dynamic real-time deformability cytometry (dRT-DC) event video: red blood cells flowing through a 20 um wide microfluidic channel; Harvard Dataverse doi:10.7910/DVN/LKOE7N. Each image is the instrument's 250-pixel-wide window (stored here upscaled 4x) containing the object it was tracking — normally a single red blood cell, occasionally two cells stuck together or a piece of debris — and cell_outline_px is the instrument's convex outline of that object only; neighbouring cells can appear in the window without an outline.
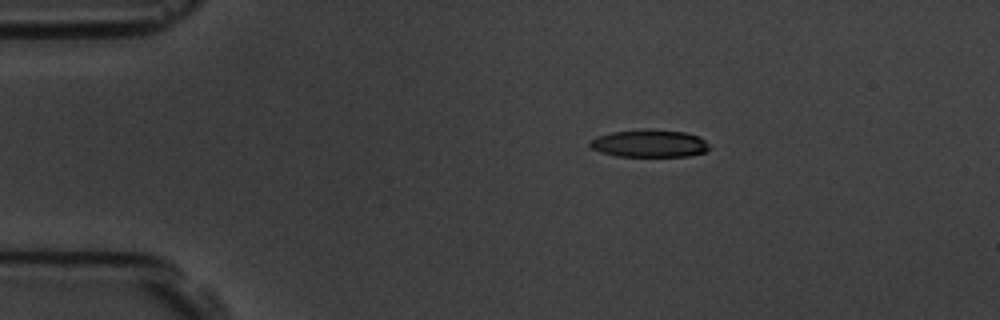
{"species": "common noctule bat (a hibernating species)", "species_latin": "Nyctalus noctula", "temperature_condition": "room temperature", "stored_images_in_passage": 15, "camera_frame_rate_fps": 3000, "um_per_image_px": 0.085, "animal": {"sex": "male", "body_mass_g": 19.5, "forearm_length_mm": 54.6}, "frame": {"image": 1, "passage_image": 3, "time_ms": 2.333, "image_size_px": [1000, 320], "cell_outline_px": [[712, 148], [704, 152], [688, 156], [616, 156], [600, 152], [592, 148], [588, 144], [596, 136], [612, 132], [684, 132], [700, 136]], "centroid_in_image_um": [55.22, 12.24], "position_along_channel_um": 29.8, "area_um2": 18.26}}
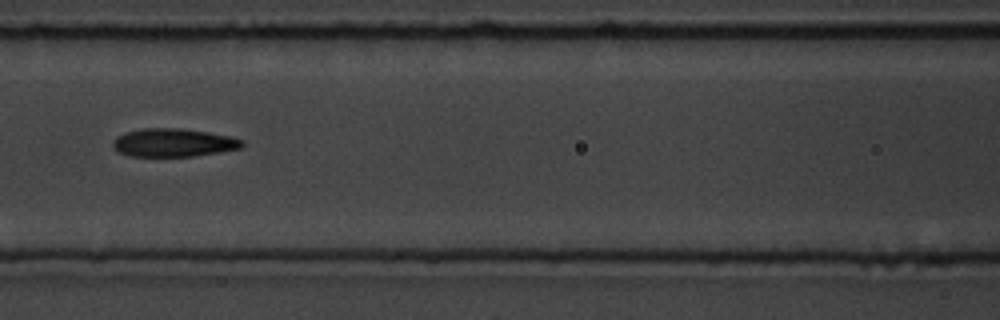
{"frame": {"image": 2, "passage_image": 7, "time_ms": 7.0, "image_size_px": [1000, 320], "cell_outline_px": [[244, 144], [240, 148], [192, 156], [128, 156], [112, 148], [112, 140], [116, 136], [124, 132], [140, 128], [180, 128], [208, 132], [232, 136], [244, 140]], "centroid_in_image_um": [14.69, 12.11], "position_along_channel_um": 151.9, "area_um2": 21.39}}
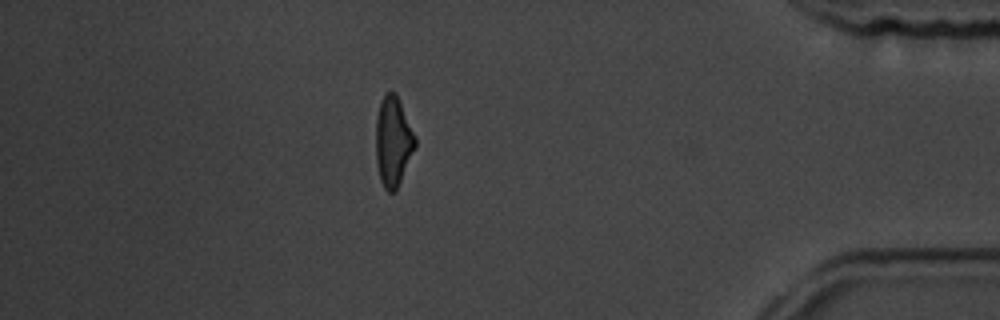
{"frame": {"image": 3, "passage_image": 14, "time_ms": 14.667, "image_size_px": [1000, 320], "cell_outline_px": [[416, 144], [396, 192], [388, 192], [384, 188], [380, 180], [376, 164], [376, 116], [380, 100], [384, 92], [396, 92], [416, 136]], "centroid_in_image_um": [33.4, 12.0], "position_along_channel_um": 401.8, "area_um2": 20.81}, "authors_computed_cell_mechanics": {"area_um2": 20.9814, "velocity_mm_per_s": 3.8158, "shape_relaxation_time_tau1_ms": 2.8503, "shape_relaxation_time_tau2_ms": 1.425, "deformation_change_tau1": 0.1507, "deformation_change_tau2": 0.109}}